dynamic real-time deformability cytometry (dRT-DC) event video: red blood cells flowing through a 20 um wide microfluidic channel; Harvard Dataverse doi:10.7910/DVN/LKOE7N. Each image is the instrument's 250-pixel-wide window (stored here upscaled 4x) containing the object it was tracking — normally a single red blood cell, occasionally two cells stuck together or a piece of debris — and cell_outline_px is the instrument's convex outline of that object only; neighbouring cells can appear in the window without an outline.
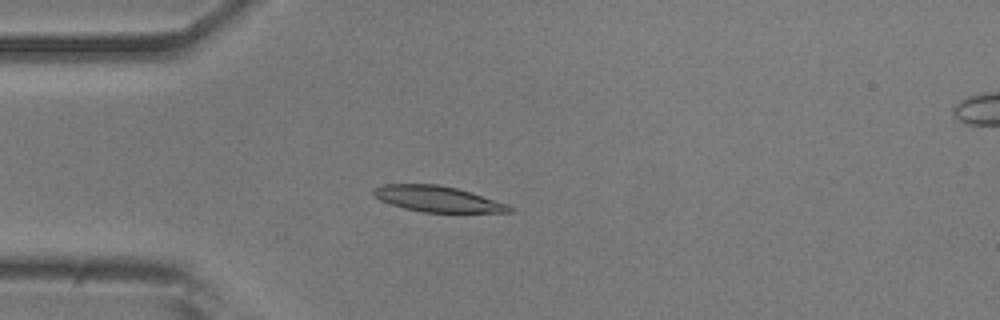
{"species": "common noctule bat (a hibernating species)", "species_latin": "Nyctalus noctula", "temperature_condition": "room temperature", "stored_images_in_passage": 41, "camera_frame_rate_fps": 3000, "um_per_image_px": 0.085, "animal": {"sex": "male", "body_mass_g": 20.5, "forearm_length_mm": 52.5}, "frame": {"image": 1, "passage_image": 1, "time_ms": 0.0, "image_size_px": [1000, 320], "cell_outline_px": [[512, 212], [424, 212], [404, 208], [380, 200], [372, 192], [372, 188], [384, 184], [436, 184], [456, 188], [508, 204], [512, 208]], "centroid_in_image_um": [37.16, 16.9], "position_along_channel_um": 47.8, "area_um2": 20.11}}
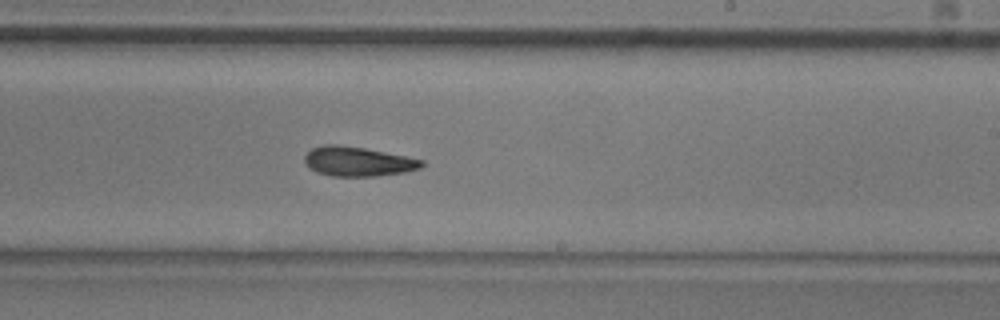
{"frame": {"image": 2, "passage_image": 19, "time_ms": 6.0, "image_size_px": [1000, 320], "cell_outline_px": [[424, 164], [420, 168], [404, 172], [376, 176], [332, 176], [316, 172], [304, 160], [304, 156], [312, 148], [324, 144], [336, 144], [364, 148], [424, 160]], "centroid_in_image_um": [30.41, 13.72], "position_along_channel_um": 258.6, "area_um2": 19.88}}
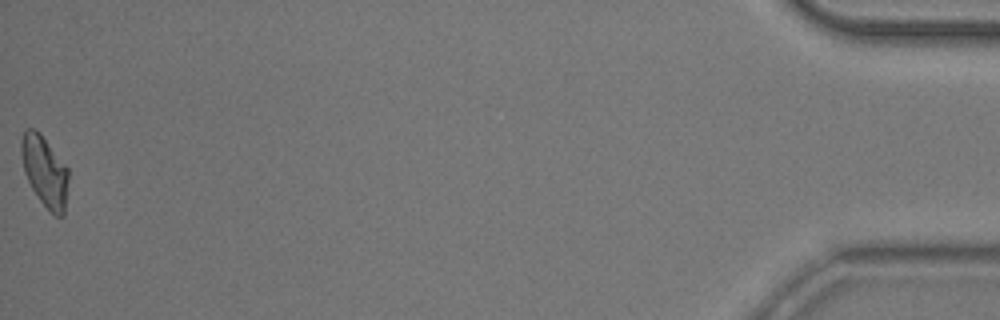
{"frame": {"image": 3, "passage_image": 41, "time_ms": 13.333, "image_size_px": [1000, 320], "cell_outline_px": [[68, 180], [64, 216], [56, 216], [40, 200], [32, 188], [24, 172], [20, 152], [20, 140], [24, 132], [28, 128], [32, 128], [40, 132], [68, 168]], "centroid_in_image_um": [3.79, 14.53], "position_along_channel_um": 431.4, "area_um2": 19.31}, "authors_computed_cell_mechanics": {"area_um2": 19.8254, "velocity_mm_per_s": 3.7168, "shape_relaxation_time_tau1_ms": 8.598, "shape_relaxation_time_tau2_ms": 9.4047, "deformation_change_tau1": 0.204, "deformation_change_tau2": 0.1755}}